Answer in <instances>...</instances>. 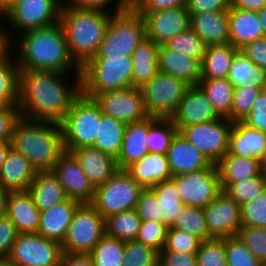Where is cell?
Returning <instances> with one entry per match:
<instances>
[{
	"label": "cell",
	"instance_id": "cell-1",
	"mask_svg": "<svg viewBox=\"0 0 266 266\" xmlns=\"http://www.w3.org/2000/svg\"><path fill=\"white\" fill-rule=\"evenodd\" d=\"M68 74L61 71L20 70L17 106L21 117L60 123L73 100L81 93L80 74H75V83L72 84L64 78L69 77Z\"/></svg>",
	"mask_w": 266,
	"mask_h": 266
},
{
	"label": "cell",
	"instance_id": "cell-2",
	"mask_svg": "<svg viewBox=\"0 0 266 266\" xmlns=\"http://www.w3.org/2000/svg\"><path fill=\"white\" fill-rule=\"evenodd\" d=\"M12 51L20 70L61 71L80 74L71 57L62 25L58 22L18 34ZM18 41V42H17ZM17 47V48H16ZM75 69V70H73Z\"/></svg>",
	"mask_w": 266,
	"mask_h": 266
},
{
	"label": "cell",
	"instance_id": "cell-3",
	"mask_svg": "<svg viewBox=\"0 0 266 266\" xmlns=\"http://www.w3.org/2000/svg\"><path fill=\"white\" fill-rule=\"evenodd\" d=\"M11 147L22 153L36 171H51L65 152L61 125L21 117L15 124Z\"/></svg>",
	"mask_w": 266,
	"mask_h": 266
},
{
	"label": "cell",
	"instance_id": "cell-4",
	"mask_svg": "<svg viewBox=\"0 0 266 266\" xmlns=\"http://www.w3.org/2000/svg\"><path fill=\"white\" fill-rule=\"evenodd\" d=\"M99 9H77L63 4L59 23L62 25L69 53L81 67L98 51L113 15Z\"/></svg>",
	"mask_w": 266,
	"mask_h": 266
},
{
	"label": "cell",
	"instance_id": "cell-5",
	"mask_svg": "<svg viewBox=\"0 0 266 266\" xmlns=\"http://www.w3.org/2000/svg\"><path fill=\"white\" fill-rule=\"evenodd\" d=\"M145 37L144 19L129 5L110 17L104 39L90 59L132 56Z\"/></svg>",
	"mask_w": 266,
	"mask_h": 266
},
{
	"label": "cell",
	"instance_id": "cell-6",
	"mask_svg": "<svg viewBox=\"0 0 266 266\" xmlns=\"http://www.w3.org/2000/svg\"><path fill=\"white\" fill-rule=\"evenodd\" d=\"M131 56L89 59L80 67L81 93L93 98L96 94L132 87Z\"/></svg>",
	"mask_w": 266,
	"mask_h": 266
},
{
	"label": "cell",
	"instance_id": "cell-7",
	"mask_svg": "<svg viewBox=\"0 0 266 266\" xmlns=\"http://www.w3.org/2000/svg\"><path fill=\"white\" fill-rule=\"evenodd\" d=\"M102 114L93 98L80 93L60 122L65 151L93 146Z\"/></svg>",
	"mask_w": 266,
	"mask_h": 266
},
{
	"label": "cell",
	"instance_id": "cell-8",
	"mask_svg": "<svg viewBox=\"0 0 266 266\" xmlns=\"http://www.w3.org/2000/svg\"><path fill=\"white\" fill-rule=\"evenodd\" d=\"M144 188L125 170H118L94 190L90 203L104 218L135 209Z\"/></svg>",
	"mask_w": 266,
	"mask_h": 266
},
{
	"label": "cell",
	"instance_id": "cell-9",
	"mask_svg": "<svg viewBox=\"0 0 266 266\" xmlns=\"http://www.w3.org/2000/svg\"><path fill=\"white\" fill-rule=\"evenodd\" d=\"M63 4V0H14L0 12V19L21 34L57 24Z\"/></svg>",
	"mask_w": 266,
	"mask_h": 266
},
{
	"label": "cell",
	"instance_id": "cell-10",
	"mask_svg": "<svg viewBox=\"0 0 266 266\" xmlns=\"http://www.w3.org/2000/svg\"><path fill=\"white\" fill-rule=\"evenodd\" d=\"M189 87L177 77L158 72L140 88L146 114L151 118L170 119Z\"/></svg>",
	"mask_w": 266,
	"mask_h": 266
},
{
	"label": "cell",
	"instance_id": "cell-11",
	"mask_svg": "<svg viewBox=\"0 0 266 266\" xmlns=\"http://www.w3.org/2000/svg\"><path fill=\"white\" fill-rule=\"evenodd\" d=\"M104 235L105 218L91 204H81L61 244L63 253L89 254Z\"/></svg>",
	"mask_w": 266,
	"mask_h": 266
},
{
	"label": "cell",
	"instance_id": "cell-12",
	"mask_svg": "<svg viewBox=\"0 0 266 266\" xmlns=\"http://www.w3.org/2000/svg\"><path fill=\"white\" fill-rule=\"evenodd\" d=\"M62 245L36 233H19L7 259L10 266H60Z\"/></svg>",
	"mask_w": 266,
	"mask_h": 266
},
{
	"label": "cell",
	"instance_id": "cell-13",
	"mask_svg": "<svg viewBox=\"0 0 266 266\" xmlns=\"http://www.w3.org/2000/svg\"><path fill=\"white\" fill-rule=\"evenodd\" d=\"M233 122L220 117L205 123L182 127L179 132L212 164H217L227 153L228 134Z\"/></svg>",
	"mask_w": 266,
	"mask_h": 266
},
{
	"label": "cell",
	"instance_id": "cell-14",
	"mask_svg": "<svg viewBox=\"0 0 266 266\" xmlns=\"http://www.w3.org/2000/svg\"><path fill=\"white\" fill-rule=\"evenodd\" d=\"M185 206L205 208L221 191L217 166L212 164L207 169L172 176Z\"/></svg>",
	"mask_w": 266,
	"mask_h": 266
},
{
	"label": "cell",
	"instance_id": "cell-15",
	"mask_svg": "<svg viewBox=\"0 0 266 266\" xmlns=\"http://www.w3.org/2000/svg\"><path fill=\"white\" fill-rule=\"evenodd\" d=\"M93 99L104 115L126 124L138 122L148 117L140 88L129 87L104 91L96 94Z\"/></svg>",
	"mask_w": 266,
	"mask_h": 266
},
{
	"label": "cell",
	"instance_id": "cell-16",
	"mask_svg": "<svg viewBox=\"0 0 266 266\" xmlns=\"http://www.w3.org/2000/svg\"><path fill=\"white\" fill-rule=\"evenodd\" d=\"M136 12L144 19L146 37L158 45L164 44L191 25V17L186 6Z\"/></svg>",
	"mask_w": 266,
	"mask_h": 266
},
{
	"label": "cell",
	"instance_id": "cell-17",
	"mask_svg": "<svg viewBox=\"0 0 266 266\" xmlns=\"http://www.w3.org/2000/svg\"><path fill=\"white\" fill-rule=\"evenodd\" d=\"M203 210L206 227L213 238L237 235L242 226L241 206L224 190Z\"/></svg>",
	"mask_w": 266,
	"mask_h": 266
},
{
	"label": "cell",
	"instance_id": "cell-18",
	"mask_svg": "<svg viewBox=\"0 0 266 266\" xmlns=\"http://www.w3.org/2000/svg\"><path fill=\"white\" fill-rule=\"evenodd\" d=\"M51 171L57 177L69 199L76 200L81 204L92 202L95 188L70 152L65 151Z\"/></svg>",
	"mask_w": 266,
	"mask_h": 266
},
{
	"label": "cell",
	"instance_id": "cell-19",
	"mask_svg": "<svg viewBox=\"0 0 266 266\" xmlns=\"http://www.w3.org/2000/svg\"><path fill=\"white\" fill-rule=\"evenodd\" d=\"M220 118L199 86H190L170 118L178 131L188 125H195Z\"/></svg>",
	"mask_w": 266,
	"mask_h": 266
},
{
	"label": "cell",
	"instance_id": "cell-20",
	"mask_svg": "<svg viewBox=\"0 0 266 266\" xmlns=\"http://www.w3.org/2000/svg\"><path fill=\"white\" fill-rule=\"evenodd\" d=\"M225 155L258 159L266 155V132L256 130L243 121H234L228 134V150Z\"/></svg>",
	"mask_w": 266,
	"mask_h": 266
},
{
	"label": "cell",
	"instance_id": "cell-21",
	"mask_svg": "<svg viewBox=\"0 0 266 266\" xmlns=\"http://www.w3.org/2000/svg\"><path fill=\"white\" fill-rule=\"evenodd\" d=\"M172 176L207 169L212 163L178 131L166 153Z\"/></svg>",
	"mask_w": 266,
	"mask_h": 266
},
{
	"label": "cell",
	"instance_id": "cell-22",
	"mask_svg": "<svg viewBox=\"0 0 266 266\" xmlns=\"http://www.w3.org/2000/svg\"><path fill=\"white\" fill-rule=\"evenodd\" d=\"M94 188L105 183L119 169L116 159L92 146L70 151Z\"/></svg>",
	"mask_w": 266,
	"mask_h": 266
},
{
	"label": "cell",
	"instance_id": "cell-23",
	"mask_svg": "<svg viewBox=\"0 0 266 266\" xmlns=\"http://www.w3.org/2000/svg\"><path fill=\"white\" fill-rule=\"evenodd\" d=\"M80 205V202L68 198L62 203L41 211L37 233L62 244L73 215Z\"/></svg>",
	"mask_w": 266,
	"mask_h": 266
},
{
	"label": "cell",
	"instance_id": "cell-24",
	"mask_svg": "<svg viewBox=\"0 0 266 266\" xmlns=\"http://www.w3.org/2000/svg\"><path fill=\"white\" fill-rule=\"evenodd\" d=\"M41 211L28 191L10 192L6 200V215L18 233H36Z\"/></svg>",
	"mask_w": 266,
	"mask_h": 266
},
{
	"label": "cell",
	"instance_id": "cell-25",
	"mask_svg": "<svg viewBox=\"0 0 266 266\" xmlns=\"http://www.w3.org/2000/svg\"><path fill=\"white\" fill-rule=\"evenodd\" d=\"M36 172L22 153L11 148L0 167V184L9 192L28 191Z\"/></svg>",
	"mask_w": 266,
	"mask_h": 266
},
{
	"label": "cell",
	"instance_id": "cell-26",
	"mask_svg": "<svg viewBox=\"0 0 266 266\" xmlns=\"http://www.w3.org/2000/svg\"><path fill=\"white\" fill-rule=\"evenodd\" d=\"M158 72L177 77L190 86H198L202 79L199 60L169 50L163 44L158 49Z\"/></svg>",
	"mask_w": 266,
	"mask_h": 266
},
{
	"label": "cell",
	"instance_id": "cell-27",
	"mask_svg": "<svg viewBox=\"0 0 266 266\" xmlns=\"http://www.w3.org/2000/svg\"><path fill=\"white\" fill-rule=\"evenodd\" d=\"M149 133V116L138 122L127 123L120 153L116 158L119 170H125L132 163L149 153L147 138Z\"/></svg>",
	"mask_w": 266,
	"mask_h": 266
},
{
	"label": "cell",
	"instance_id": "cell-28",
	"mask_svg": "<svg viewBox=\"0 0 266 266\" xmlns=\"http://www.w3.org/2000/svg\"><path fill=\"white\" fill-rule=\"evenodd\" d=\"M125 171L144 189L152 188L159 182L172 178L167 157L161 153H147L128 166Z\"/></svg>",
	"mask_w": 266,
	"mask_h": 266
},
{
	"label": "cell",
	"instance_id": "cell-29",
	"mask_svg": "<svg viewBox=\"0 0 266 266\" xmlns=\"http://www.w3.org/2000/svg\"><path fill=\"white\" fill-rule=\"evenodd\" d=\"M229 43L240 49L245 44L264 38L256 11L229 8Z\"/></svg>",
	"mask_w": 266,
	"mask_h": 266
},
{
	"label": "cell",
	"instance_id": "cell-30",
	"mask_svg": "<svg viewBox=\"0 0 266 266\" xmlns=\"http://www.w3.org/2000/svg\"><path fill=\"white\" fill-rule=\"evenodd\" d=\"M190 27L206 45L229 43L228 11L190 15Z\"/></svg>",
	"mask_w": 266,
	"mask_h": 266
},
{
	"label": "cell",
	"instance_id": "cell-31",
	"mask_svg": "<svg viewBox=\"0 0 266 266\" xmlns=\"http://www.w3.org/2000/svg\"><path fill=\"white\" fill-rule=\"evenodd\" d=\"M159 45L145 37L132 54V87L141 88L158 73Z\"/></svg>",
	"mask_w": 266,
	"mask_h": 266
},
{
	"label": "cell",
	"instance_id": "cell-32",
	"mask_svg": "<svg viewBox=\"0 0 266 266\" xmlns=\"http://www.w3.org/2000/svg\"><path fill=\"white\" fill-rule=\"evenodd\" d=\"M40 211L51 208L68 199L62 185L52 171H37L28 189Z\"/></svg>",
	"mask_w": 266,
	"mask_h": 266
},
{
	"label": "cell",
	"instance_id": "cell-33",
	"mask_svg": "<svg viewBox=\"0 0 266 266\" xmlns=\"http://www.w3.org/2000/svg\"><path fill=\"white\" fill-rule=\"evenodd\" d=\"M238 50L230 43L207 45L201 61L202 79L227 78Z\"/></svg>",
	"mask_w": 266,
	"mask_h": 266
},
{
	"label": "cell",
	"instance_id": "cell-34",
	"mask_svg": "<svg viewBox=\"0 0 266 266\" xmlns=\"http://www.w3.org/2000/svg\"><path fill=\"white\" fill-rule=\"evenodd\" d=\"M220 184H232L259 176L262 162L258 159L225 155L217 164Z\"/></svg>",
	"mask_w": 266,
	"mask_h": 266
},
{
	"label": "cell",
	"instance_id": "cell-35",
	"mask_svg": "<svg viewBox=\"0 0 266 266\" xmlns=\"http://www.w3.org/2000/svg\"><path fill=\"white\" fill-rule=\"evenodd\" d=\"M227 79L234 88H260L266 82V71L253 63L240 50L235 53Z\"/></svg>",
	"mask_w": 266,
	"mask_h": 266
},
{
	"label": "cell",
	"instance_id": "cell-36",
	"mask_svg": "<svg viewBox=\"0 0 266 266\" xmlns=\"http://www.w3.org/2000/svg\"><path fill=\"white\" fill-rule=\"evenodd\" d=\"M12 52L9 45L0 54V107L18 104L20 69Z\"/></svg>",
	"mask_w": 266,
	"mask_h": 266
},
{
	"label": "cell",
	"instance_id": "cell-37",
	"mask_svg": "<svg viewBox=\"0 0 266 266\" xmlns=\"http://www.w3.org/2000/svg\"><path fill=\"white\" fill-rule=\"evenodd\" d=\"M125 127L126 123L102 114L92 147L116 159L121 150Z\"/></svg>",
	"mask_w": 266,
	"mask_h": 266
},
{
	"label": "cell",
	"instance_id": "cell-38",
	"mask_svg": "<svg viewBox=\"0 0 266 266\" xmlns=\"http://www.w3.org/2000/svg\"><path fill=\"white\" fill-rule=\"evenodd\" d=\"M198 86L206 94L216 113L231 121L234 86L229 80L227 78L201 79Z\"/></svg>",
	"mask_w": 266,
	"mask_h": 266
},
{
	"label": "cell",
	"instance_id": "cell-39",
	"mask_svg": "<svg viewBox=\"0 0 266 266\" xmlns=\"http://www.w3.org/2000/svg\"><path fill=\"white\" fill-rule=\"evenodd\" d=\"M141 221L135 209L110 215L105 218V234L123 242L134 241Z\"/></svg>",
	"mask_w": 266,
	"mask_h": 266
},
{
	"label": "cell",
	"instance_id": "cell-40",
	"mask_svg": "<svg viewBox=\"0 0 266 266\" xmlns=\"http://www.w3.org/2000/svg\"><path fill=\"white\" fill-rule=\"evenodd\" d=\"M150 189L159 200L160 216L163 217V223L170 227L175 217L184 207L175 183L172 180H167L159 182Z\"/></svg>",
	"mask_w": 266,
	"mask_h": 266
},
{
	"label": "cell",
	"instance_id": "cell-41",
	"mask_svg": "<svg viewBox=\"0 0 266 266\" xmlns=\"http://www.w3.org/2000/svg\"><path fill=\"white\" fill-rule=\"evenodd\" d=\"M170 228L189 233L200 238L202 241L213 238L206 227L203 208L184 205Z\"/></svg>",
	"mask_w": 266,
	"mask_h": 266
},
{
	"label": "cell",
	"instance_id": "cell-42",
	"mask_svg": "<svg viewBox=\"0 0 266 266\" xmlns=\"http://www.w3.org/2000/svg\"><path fill=\"white\" fill-rule=\"evenodd\" d=\"M125 242L104 235L89 253L94 266H123Z\"/></svg>",
	"mask_w": 266,
	"mask_h": 266
},
{
	"label": "cell",
	"instance_id": "cell-43",
	"mask_svg": "<svg viewBox=\"0 0 266 266\" xmlns=\"http://www.w3.org/2000/svg\"><path fill=\"white\" fill-rule=\"evenodd\" d=\"M178 129L171 119L149 117V133L147 144L149 153H167L171 141Z\"/></svg>",
	"mask_w": 266,
	"mask_h": 266
},
{
	"label": "cell",
	"instance_id": "cell-44",
	"mask_svg": "<svg viewBox=\"0 0 266 266\" xmlns=\"http://www.w3.org/2000/svg\"><path fill=\"white\" fill-rule=\"evenodd\" d=\"M163 45L169 50L197 59L200 62L207 46L191 27L168 39Z\"/></svg>",
	"mask_w": 266,
	"mask_h": 266
},
{
	"label": "cell",
	"instance_id": "cell-45",
	"mask_svg": "<svg viewBox=\"0 0 266 266\" xmlns=\"http://www.w3.org/2000/svg\"><path fill=\"white\" fill-rule=\"evenodd\" d=\"M224 190L240 206L251 201L266 189V175L262 172L259 176L251 177L232 184H220Z\"/></svg>",
	"mask_w": 266,
	"mask_h": 266
},
{
	"label": "cell",
	"instance_id": "cell-46",
	"mask_svg": "<svg viewBox=\"0 0 266 266\" xmlns=\"http://www.w3.org/2000/svg\"><path fill=\"white\" fill-rule=\"evenodd\" d=\"M159 252L134 241L125 242L123 266H158Z\"/></svg>",
	"mask_w": 266,
	"mask_h": 266
},
{
	"label": "cell",
	"instance_id": "cell-47",
	"mask_svg": "<svg viewBox=\"0 0 266 266\" xmlns=\"http://www.w3.org/2000/svg\"><path fill=\"white\" fill-rule=\"evenodd\" d=\"M196 258L197 266H227L224 238L202 241Z\"/></svg>",
	"mask_w": 266,
	"mask_h": 266
},
{
	"label": "cell",
	"instance_id": "cell-48",
	"mask_svg": "<svg viewBox=\"0 0 266 266\" xmlns=\"http://www.w3.org/2000/svg\"><path fill=\"white\" fill-rule=\"evenodd\" d=\"M227 266H261L237 235L224 237Z\"/></svg>",
	"mask_w": 266,
	"mask_h": 266
},
{
	"label": "cell",
	"instance_id": "cell-49",
	"mask_svg": "<svg viewBox=\"0 0 266 266\" xmlns=\"http://www.w3.org/2000/svg\"><path fill=\"white\" fill-rule=\"evenodd\" d=\"M167 230L163 222L142 220L136 241L160 252L166 243Z\"/></svg>",
	"mask_w": 266,
	"mask_h": 266
},
{
	"label": "cell",
	"instance_id": "cell-50",
	"mask_svg": "<svg viewBox=\"0 0 266 266\" xmlns=\"http://www.w3.org/2000/svg\"><path fill=\"white\" fill-rule=\"evenodd\" d=\"M237 236L260 262L266 260V228L242 225Z\"/></svg>",
	"mask_w": 266,
	"mask_h": 266
},
{
	"label": "cell",
	"instance_id": "cell-51",
	"mask_svg": "<svg viewBox=\"0 0 266 266\" xmlns=\"http://www.w3.org/2000/svg\"><path fill=\"white\" fill-rule=\"evenodd\" d=\"M242 225L266 228V189L241 205Z\"/></svg>",
	"mask_w": 266,
	"mask_h": 266
},
{
	"label": "cell",
	"instance_id": "cell-52",
	"mask_svg": "<svg viewBox=\"0 0 266 266\" xmlns=\"http://www.w3.org/2000/svg\"><path fill=\"white\" fill-rule=\"evenodd\" d=\"M261 92L260 88H234L231 108V122L243 121L253 108L254 102Z\"/></svg>",
	"mask_w": 266,
	"mask_h": 266
},
{
	"label": "cell",
	"instance_id": "cell-53",
	"mask_svg": "<svg viewBox=\"0 0 266 266\" xmlns=\"http://www.w3.org/2000/svg\"><path fill=\"white\" fill-rule=\"evenodd\" d=\"M202 240L181 230L168 227L166 243L161 251L196 253Z\"/></svg>",
	"mask_w": 266,
	"mask_h": 266
},
{
	"label": "cell",
	"instance_id": "cell-54",
	"mask_svg": "<svg viewBox=\"0 0 266 266\" xmlns=\"http://www.w3.org/2000/svg\"><path fill=\"white\" fill-rule=\"evenodd\" d=\"M135 210L141 220L163 222V217L160 216L159 200L150 188L141 192Z\"/></svg>",
	"mask_w": 266,
	"mask_h": 266
},
{
	"label": "cell",
	"instance_id": "cell-55",
	"mask_svg": "<svg viewBox=\"0 0 266 266\" xmlns=\"http://www.w3.org/2000/svg\"><path fill=\"white\" fill-rule=\"evenodd\" d=\"M18 231L9 217L0 216V261L6 262L12 246L17 238Z\"/></svg>",
	"mask_w": 266,
	"mask_h": 266
},
{
	"label": "cell",
	"instance_id": "cell-56",
	"mask_svg": "<svg viewBox=\"0 0 266 266\" xmlns=\"http://www.w3.org/2000/svg\"><path fill=\"white\" fill-rule=\"evenodd\" d=\"M20 118L17 105L0 107V141L11 142L15 124Z\"/></svg>",
	"mask_w": 266,
	"mask_h": 266
},
{
	"label": "cell",
	"instance_id": "cell-57",
	"mask_svg": "<svg viewBox=\"0 0 266 266\" xmlns=\"http://www.w3.org/2000/svg\"><path fill=\"white\" fill-rule=\"evenodd\" d=\"M243 122L256 130L266 132V93L258 94L253 108Z\"/></svg>",
	"mask_w": 266,
	"mask_h": 266
},
{
	"label": "cell",
	"instance_id": "cell-58",
	"mask_svg": "<svg viewBox=\"0 0 266 266\" xmlns=\"http://www.w3.org/2000/svg\"><path fill=\"white\" fill-rule=\"evenodd\" d=\"M111 3L113 4L114 0H64L65 6H71L77 9H99L104 11H108ZM115 3L116 9L113 10L115 13L129 6V0H116Z\"/></svg>",
	"mask_w": 266,
	"mask_h": 266
},
{
	"label": "cell",
	"instance_id": "cell-59",
	"mask_svg": "<svg viewBox=\"0 0 266 266\" xmlns=\"http://www.w3.org/2000/svg\"><path fill=\"white\" fill-rule=\"evenodd\" d=\"M186 8L190 15L203 12L228 11L230 0H187Z\"/></svg>",
	"mask_w": 266,
	"mask_h": 266
},
{
	"label": "cell",
	"instance_id": "cell-60",
	"mask_svg": "<svg viewBox=\"0 0 266 266\" xmlns=\"http://www.w3.org/2000/svg\"><path fill=\"white\" fill-rule=\"evenodd\" d=\"M158 266H197L196 253L160 251Z\"/></svg>",
	"mask_w": 266,
	"mask_h": 266
},
{
	"label": "cell",
	"instance_id": "cell-61",
	"mask_svg": "<svg viewBox=\"0 0 266 266\" xmlns=\"http://www.w3.org/2000/svg\"><path fill=\"white\" fill-rule=\"evenodd\" d=\"M239 50L253 63L266 71V38L249 42Z\"/></svg>",
	"mask_w": 266,
	"mask_h": 266
},
{
	"label": "cell",
	"instance_id": "cell-62",
	"mask_svg": "<svg viewBox=\"0 0 266 266\" xmlns=\"http://www.w3.org/2000/svg\"><path fill=\"white\" fill-rule=\"evenodd\" d=\"M187 0H129L135 11H155L159 9L186 6Z\"/></svg>",
	"mask_w": 266,
	"mask_h": 266
},
{
	"label": "cell",
	"instance_id": "cell-63",
	"mask_svg": "<svg viewBox=\"0 0 266 266\" xmlns=\"http://www.w3.org/2000/svg\"><path fill=\"white\" fill-rule=\"evenodd\" d=\"M60 266H94L89 254L64 253Z\"/></svg>",
	"mask_w": 266,
	"mask_h": 266
},
{
	"label": "cell",
	"instance_id": "cell-64",
	"mask_svg": "<svg viewBox=\"0 0 266 266\" xmlns=\"http://www.w3.org/2000/svg\"><path fill=\"white\" fill-rule=\"evenodd\" d=\"M265 6L266 0H230V8H238L257 12Z\"/></svg>",
	"mask_w": 266,
	"mask_h": 266
},
{
	"label": "cell",
	"instance_id": "cell-65",
	"mask_svg": "<svg viewBox=\"0 0 266 266\" xmlns=\"http://www.w3.org/2000/svg\"><path fill=\"white\" fill-rule=\"evenodd\" d=\"M0 22H2L0 20ZM10 31H7L0 26V54L9 46L13 45L15 42H12L13 36L15 37L14 33L11 35ZM13 43V44H12Z\"/></svg>",
	"mask_w": 266,
	"mask_h": 266
},
{
	"label": "cell",
	"instance_id": "cell-66",
	"mask_svg": "<svg viewBox=\"0 0 266 266\" xmlns=\"http://www.w3.org/2000/svg\"><path fill=\"white\" fill-rule=\"evenodd\" d=\"M9 193L10 192L0 184V216L6 214V200Z\"/></svg>",
	"mask_w": 266,
	"mask_h": 266
},
{
	"label": "cell",
	"instance_id": "cell-67",
	"mask_svg": "<svg viewBox=\"0 0 266 266\" xmlns=\"http://www.w3.org/2000/svg\"><path fill=\"white\" fill-rule=\"evenodd\" d=\"M11 148V142L0 141V167L5 162L8 151Z\"/></svg>",
	"mask_w": 266,
	"mask_h": 266
},
{
	"label": "cell",
	"instance_id": "cell-68",
	"mask_svg": "<svg viewBox=\"0 0 266 266\" xmlns=\"http://www.w3.org/2000/svg\"><path fill=\"white\" fill-rule=\"evenodd\" d=\"M257 14L262 26L264 38H266V6L263 7L260 11H257Z\"/></svg>",
	"mask_w": 266,
	"mask_h": 266
},
{
	"label": "cell",
	"instance_id": "cell-69",
	"mask_svg": "<svg viewBox=\"0 0 266 266\" xmlns=\"http://www.w3.org/2000/svg\"><path fill=\"white\" fill-rule=\"evenodd\" d=\"M14 0H0V12Z\"/></svg>",
	"mask_w": 266,
	"mask_h": 266
},
{
	"label": "cell",
	"instance_id": "cell-70",
	"mask_svg": "<svg viewBox=\"0 0 266 266\" xmlns=\"http://www.w3.org/2000/svg\"><path fill=\"white\" fill-rule=\"evenodd\" d=\"M262 171L266 175V155L262 160Z\"/></svg>",
	"mask_w": 266,
	"mask_h": 266
},
{
	"label": "cell",
	"instance_id": "cell-71",
	"mask_svg": "<svg viewBox=\"0 0 266 266\" xmlns=\"http://www.w3.org/2000/svg\"><path fill=\"white\" fill-rule=\"evenodd\" d=\"M0 266H10L7 262H1L0 261Z\"/></svg>",
	"mask_w": 266,
	"mask_h": 266
},
{
	"label": "cell",
	"instance_id": "cell-72",
	"mask_svg": "<svg viewBox=\"0 0 266 266\" xmlns=\"http://www.w3.org/2000/svg\"><path fill=\"white\" fill-rule=\"evenodd\" d=\"M262 91H263L264 93H266V82H265V85L263 86Z\"/></svg>",
	"mask_w": 266,
	"mask_h": 266
},
{
	"label": "cell",
	"instance_id": "cell-73",
	"mask_svg": "<svg viewBox=\"0 0 266 266\" xmlns=\"http://www.w3.org/2000/svg\"><path fill=\"white\" fill-rule=\"evenodd\" d=\"M261 266H266V260L261 262Z\"/></svg>",
	"mask_w": 266,
	"mask_h": 266
}]
</instances>
